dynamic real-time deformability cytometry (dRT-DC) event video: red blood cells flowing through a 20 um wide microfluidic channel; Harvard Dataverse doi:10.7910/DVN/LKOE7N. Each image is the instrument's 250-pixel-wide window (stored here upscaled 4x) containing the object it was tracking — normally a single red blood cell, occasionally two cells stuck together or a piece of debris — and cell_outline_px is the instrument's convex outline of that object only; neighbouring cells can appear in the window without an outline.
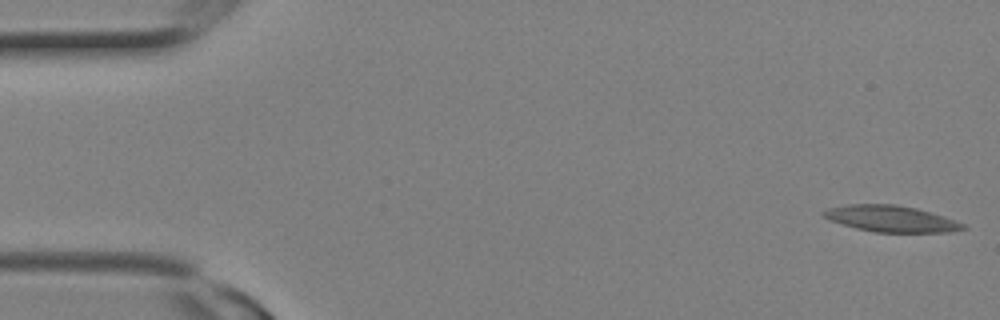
{"species": "Egyptian fruit bat (a non-hibernating species)", "species_latin": "Rousettus aegyptiacus", "temperature_condition": "room temperature", "stored_images_in_passage": 11, "camera_frame_rate_fps": 3000, "um_per_image_px": 0.085, "animal": {"sex": "female"}, "frame": {"image": 1, "passage_image": 1, "time_ms": 0.0, "image_size_px": [1000, 320], "cell_outline_px": [[968, 228], [948, 232], [876, 232], [856, 228], [828, 220], [820, 212], [828, 208], [848, 204], [896, 204], [916, 208], [944, 216], [956, 220], [964, 224]], "centroid_in_image_um": [75.73, 18.59], "position_along_channel_um": 9.3, "area_um2": 21.39}}
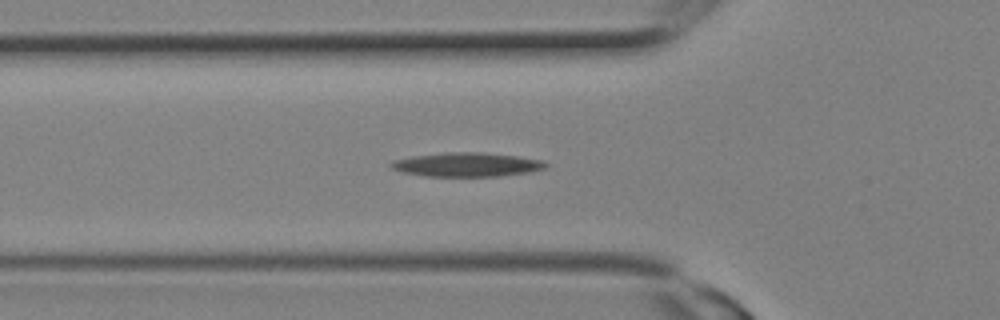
{"frame": {"image": 2, "passage_image": 9, "time_ms": 2.667, "image_size_px": [1000, 320], "cell_outline_px": [[548, 164], [544, 168], [528, 172], [500, 176], [424, 176], [400, 172], [392, 168], [388, 164], [392, 160], [412, 156], [444, 152], [484, 152], [520, 156], [544, 160]], "centroid_in_image_um": [39.66, 13.98], "position_along_channel_um": 86.1, "area_um2": 21.91}}
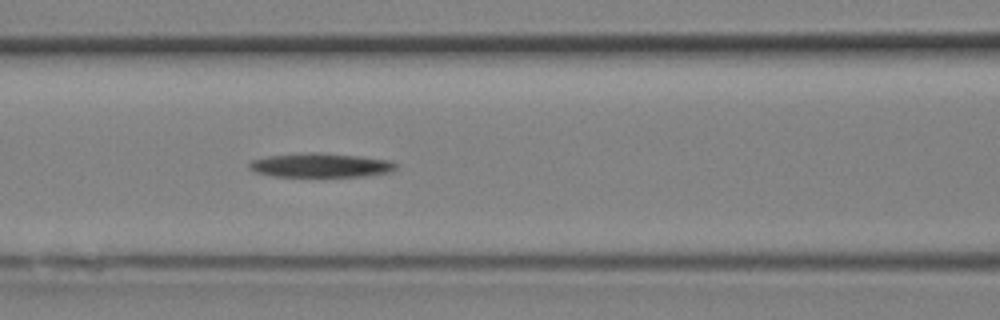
{"frame": {"image": 3, "passage_image": 11, "time_ms": 3.333, "image_size_px": [1000, 320], "cell_outline_px": [[396, 168], [392, 172], [368, 176], [272, 176], [256, 172], [248, 168], [248, 164], [252, 160], [268, 156], [308, 152], [320, 152], [360, 156], [392, 160], [396, 164]], "centroid_in_image_um": [27.29, 14.04], "position_along_channel_um": 139.3, "area_um2": 20.75}}